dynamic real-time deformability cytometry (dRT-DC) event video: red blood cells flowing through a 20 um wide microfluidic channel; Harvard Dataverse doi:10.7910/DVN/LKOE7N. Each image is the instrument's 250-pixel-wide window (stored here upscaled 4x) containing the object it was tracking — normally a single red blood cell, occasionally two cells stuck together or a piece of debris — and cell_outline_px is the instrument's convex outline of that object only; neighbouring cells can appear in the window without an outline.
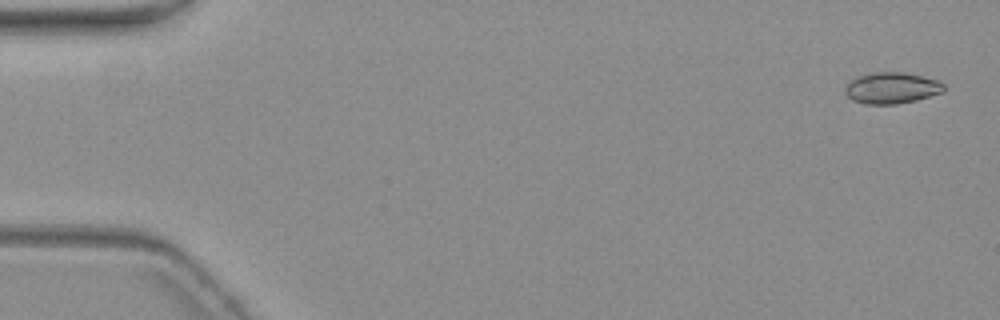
{"species": "common noctule bat (a hibernating species)", "species_latin": "Nyctalus noctula", "temperature_condition": "warm", "stored_images_in_passage": 5, "camera_frame_rate_fps": 3000, "um_per_image_px": 0.085, "animal": {"sex": "female", "body_mass_g": 19.3, "forearm_length_mm": 54.1}, "frame": {"image": 1, "passage_image": 1, "time_ms": 0.0, "image_size_px": [1000, 320], "cell_outline_px": [[944, 92], [916, 100], [896, 104], [864, 104], [852, 100], [844, 92], [844, 88], [856, 76], [872, 72], [904, 72], [940, 80], [944, 84]], "centroid_in_image_um": [75.8, 7.47], "position_along_channel_um": 9.2, "area_um2": 18.15}}
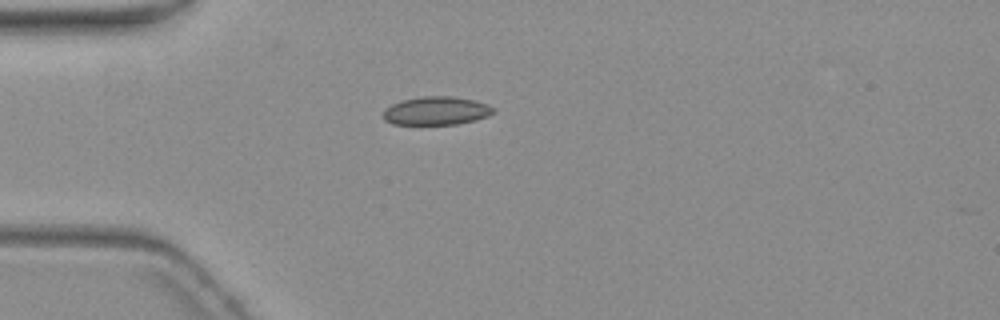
{"frame": {"image": 2, "passage_image": 5, "time_ms": 4.667, "image_size_px": [1000, 320], "cell_outline_px": [[496, 112], [488, 116], [476, 120], [456, 124], [392, 124], [384, 120], [384, 112], [392, 104], [400, 100], [420, 96], [452, 96], [476, 100], [488, 104], [496, 108]], "centroid_in_image_um": [37.14, 9.41], "position_along_channel_um": 47.9, "area_um2": 18.38}}